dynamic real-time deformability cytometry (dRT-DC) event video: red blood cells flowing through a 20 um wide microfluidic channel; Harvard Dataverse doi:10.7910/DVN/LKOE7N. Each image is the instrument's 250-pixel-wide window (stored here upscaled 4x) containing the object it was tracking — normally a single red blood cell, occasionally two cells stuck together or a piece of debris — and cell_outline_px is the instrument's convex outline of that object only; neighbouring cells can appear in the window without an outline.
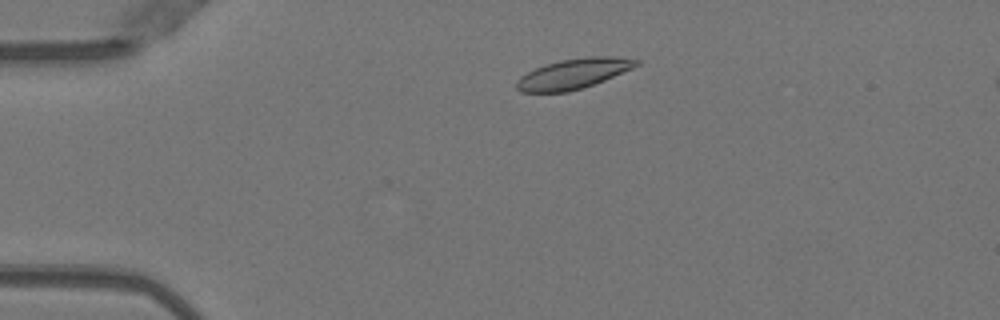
{"species": "Egyptian fruit bat (a non-hibernating species)", "species_latin": "Rousettus aegyptiacus", "temperature_condition": "warm", "stored_images_in_passage": 47, "camera_frame_rate_fps": 3000, "um_per_image_px": 0.085, "animal": {"sex": "female"}, "frame": {"image": 1, "passage_image": 7, "time_ms": 2.0, "image_size_px": [1000, 320], "cell_outline_px": [[640, 64], [632, 68], [604, 80], [568, 92], [520, 92], [516, 88], [516, 80], [520, 76], [536, 68], [560, 60], [588, 56], [612, 56], [640, 60]], "centroid_in_image_um": [48.73, 6.26], "position_along_channel_um": 36.3, "area_um2": 20.81}}
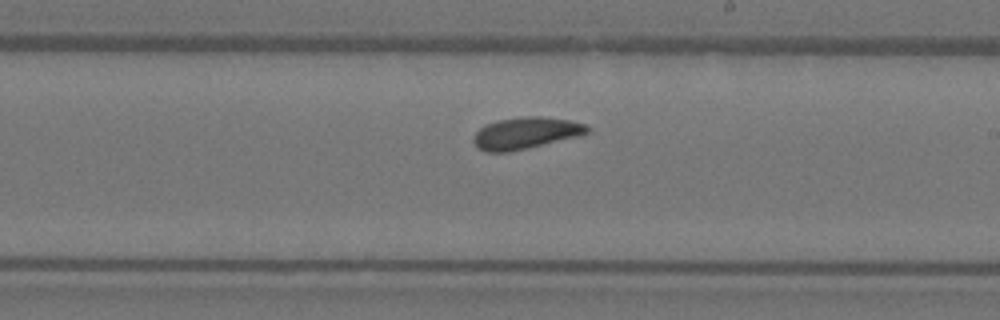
{"frame": {"image": 2, "passage_image": 26, "time_ms": 8.333, "image_size_px": [1000, 320], "cell_outline_px": [[588, 132], [576, 136], [508, 152], [484, 152], [476, 148], [472, 140], [472, 136], [484, 124], [496, 120], [520, 116], [540, 116], [572, 120], [584, 124], [588, 128]], "centroid_in_image_um": [44.58, 11.3], "position_along_channel_um": 244.4, "area_um2": 20.98}}
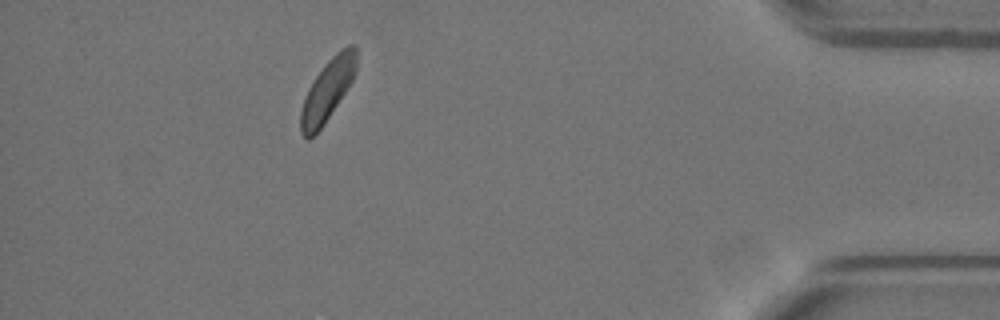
{"frame": {"image": 3, "passage_image": 42, "time_ms": 13.667, "image_size_px": [1000, 320], "cell_outline_px": [[356, 72], [352, 80], [320, 128], [308, 140], [300, 132], [300, 112], [308, 88], [312, 80], [328, 60], [336, 52], [348, 44], [356, 44]], "centroid_in_image_um": [27.83, 7.62], "position_along_channel_um": 407.4, "area_um2": 19.48}, "authors_computed_cell_mechanics": {"area_um2": 20.4034, "velocity_mm_per_s": 3.9728, "shape_relaxation_time_tau1_ms": 3.9776, "shape_relaxation_time_tau2_ms": 10.9262, "deformation_change_tau1": 0.0861, "deformation_change_tau2": 0.1348}}